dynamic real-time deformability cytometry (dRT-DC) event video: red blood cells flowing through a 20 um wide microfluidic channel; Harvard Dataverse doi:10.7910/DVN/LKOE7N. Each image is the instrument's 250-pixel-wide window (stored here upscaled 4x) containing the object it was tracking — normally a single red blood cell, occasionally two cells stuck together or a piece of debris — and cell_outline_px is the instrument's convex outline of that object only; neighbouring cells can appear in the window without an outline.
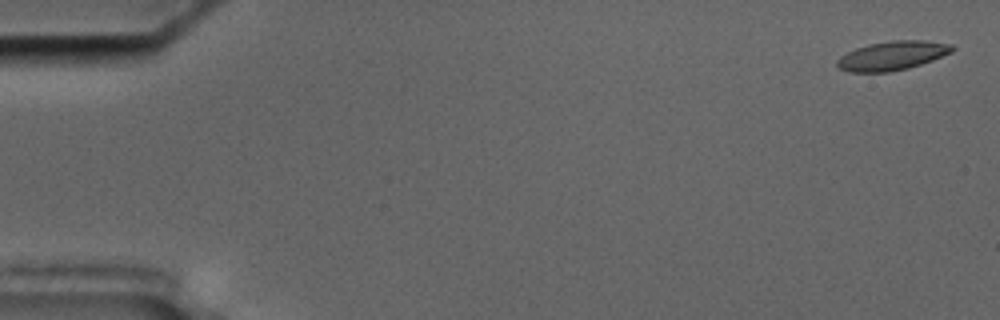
{"species": "common noctule bat (a hibernating species)", "species_latin": "Nyctalus noctula", "temperature_condition": "cold", "stored_images_in_passage": 56, "camera_frame_rate_fps": 3000, "um_per_image_px": 0.085, "animal": {"sex": "male", "body_mass_g": 17.5, "forearm_length_mm": 52.3}, "frame": {"image": 1, "passage_image": 2, "time_ms": 0.333, "image_size_px": [1000, 320], "cell_outline_px": [[956, 48], [952, 52], [932, 60], [908, 68], [888, 72], [848, 72], [840, 68], [836, 64], [836, 60], [840, 56], [856, 48], [868, 44], [892, 40], [924, 40], [952, 44]], "centroid_in_image_um": [75.84, 4.72], "position_along_channel_um": 9.2, "area_um2": 19.48}}
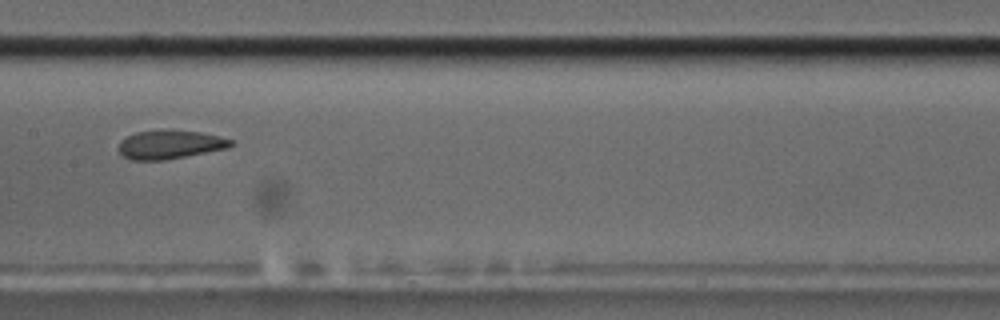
{"frame": {"image": 2, "passage_image": 29, "time_ms": 9.333, "image_size_px": [1000, 320], "cell_outline_px": [[236, 144], [228, 148], [164, 160], [132, 160], [124, 156], [120, 152], [120, 140], [136, 132], [172, 128], [200, 132], [232, 140]], "centroid_in_image_um": [14.46, 12.26], "position_along_channel_um": 192.9, "area_um2": 18.84}}
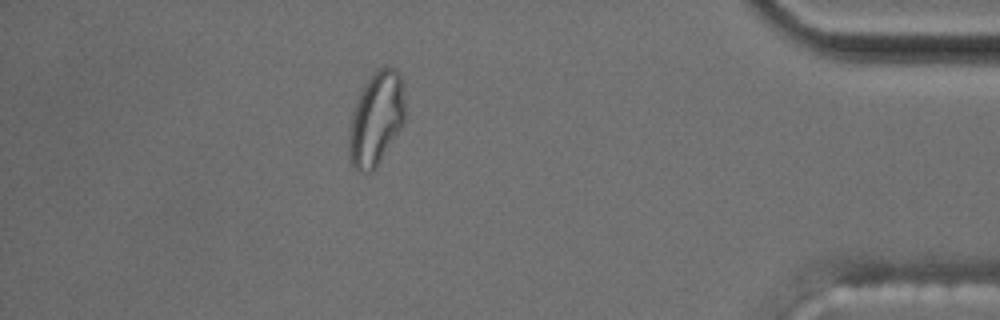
{"frame": {"image": 3, "passage_image": 50, "time_ms": 16.333, "image_size_px": [1000, 320], "cell_outline_px": [[404, 124], [372, 172], [356, 172], [348, 160], [348, 128], [352, 112], [356, 100], [364, 84], [372, 72], [376, 68], [384, 64], [388, 64], [400, 76], [404, 100]], "centroid_in_image_um": [31.92, 10.1], "position_along_channel_um": 403.3, "area_um2": 31.04}, "authors_computed_cell_mechanics": {"area_um2": 19.6809, "velocity_mm_per_s": 3.6025, "shape_relaxation_time_tau1_ms": null, "shape_relaxation_time_tau2_ms": 1.6325, "deformation_change_tau1": null, "deformation_change_tau2": 0.0728}}